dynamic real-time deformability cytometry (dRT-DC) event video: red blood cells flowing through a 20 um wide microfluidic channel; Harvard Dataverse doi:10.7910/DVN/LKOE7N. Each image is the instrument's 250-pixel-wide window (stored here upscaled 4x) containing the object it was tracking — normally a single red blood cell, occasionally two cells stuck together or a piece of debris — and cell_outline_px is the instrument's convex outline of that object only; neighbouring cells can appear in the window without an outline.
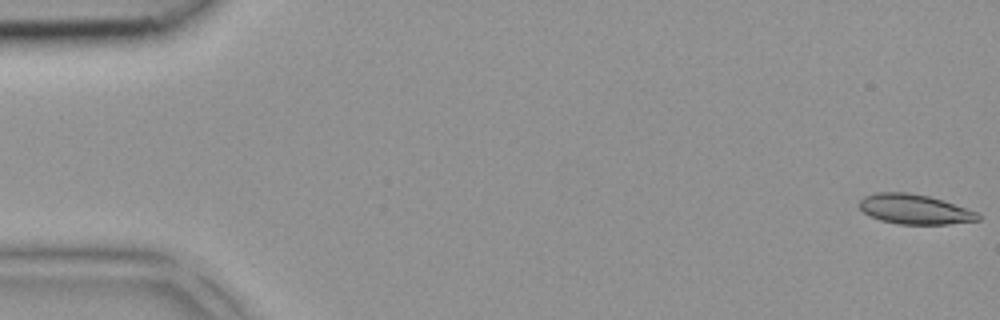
{"species": "common noctule bat (a hibernating species)", "species_latin": "Nyctalus noctula", "temperature_condition": "room temperature", "stored_images_in_passage": 43, "camera_frame_rate_fps": 3000, "um_per_image_px": 0.085, "animal": {"sex": "female", "body_mass_g": 18.4}, "frame": {"image": 1, "passage_image": 1, "time_ms": 0.0, "image_size_px": [1000, 320], "cell_outline_px": [[980, 220], [948, 224], [896, 224], [880, 220], [864, 212], [860, 208], [860, 200], [864, 196], [876, 192], [908, 192], [928, 196], [944, 200], [976, 212], [980, 216]], "centroid_in_image_um": [77.73, 17.78], "position_along_channel_um": 7.3, "area_um2": 20.52}}
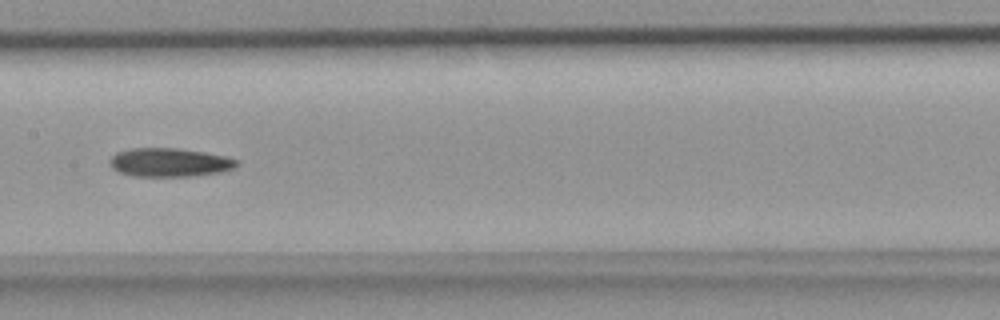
{"frame": {"image": 2, "passage_image": 22, "time_ms": 7.0, "image_size_px": [1000, 320], "cell_outline_px": [[240, 164], [236, 168], [220, 172], [192, 176], [132, 176], [120, 172], [112, 168], [108, 164], [108, 160], [116, 152], [132, 148], [176, 148], [204, 152], [228, 156], [240, 160]], "centroid_in_image_um": [14.44, 13.8], "position_along_channel_um": 193.0, "area_um2": 21.5}}
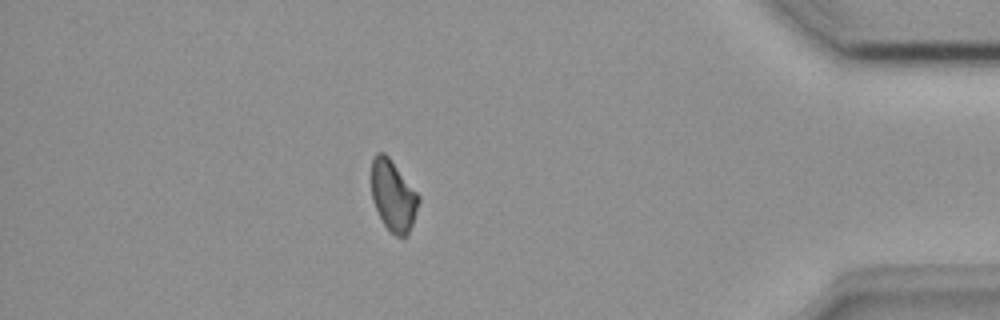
{"frame": {"image": 3, "passage_image": 38, "time_ms": 12.333, "image_size_px": [1000, 320], "cell_outline_px": [[420, 200], [412, 224], [408, 232], [404, 236], [396, 236], [388, 232], [372, 200], [372, 156], [376, 152], [384, 152], [388, 156], [420, 196]], "centroid_in_image_um": [33.41, 16.62], "position_along_channel_um": 401.8, "area_um2": 19.36}}